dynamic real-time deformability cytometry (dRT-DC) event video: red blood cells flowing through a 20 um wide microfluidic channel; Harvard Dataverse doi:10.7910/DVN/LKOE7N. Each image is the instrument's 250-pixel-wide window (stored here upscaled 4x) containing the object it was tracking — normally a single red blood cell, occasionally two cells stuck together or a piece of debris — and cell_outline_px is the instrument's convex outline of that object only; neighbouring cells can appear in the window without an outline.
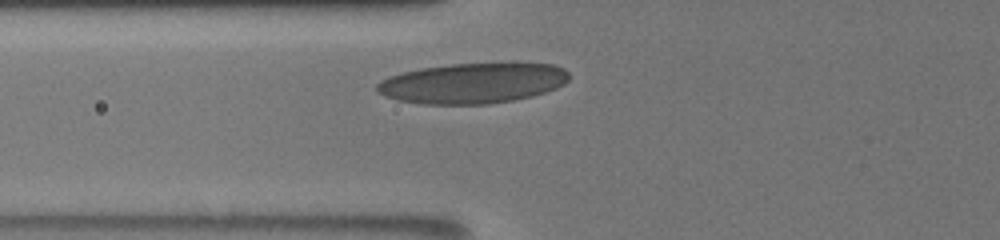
{"species": "human", "species_latin": "Homo sapiens", "temperature_condition": "room temperature", "stored_images_in_passage": 5, "camera_frame_rate_fps": 3000, "um_per_image_px": 0.085, "donor": {"sex": "male"}, "frame": {"image": 1, "passage_image": 2, "time_ms": 1.0, "image_size_px": [1000, 240], "cell_outline_px": [[568, 80], [564, 84], [556, 88], [532, 96], [512, 100], [488, 104], [424, 104], [396, 100], [384, 96], [376, 92], [376, 84], [380, 80], [388, 76], [420, 68], [448, 64], [512, 60], [552, 64], [564, 68], [568, 72]], "centroid_in_image_um": [40.21, 7.02], "position_along_channel_um": 85.6, "area_um2": 46.59}}
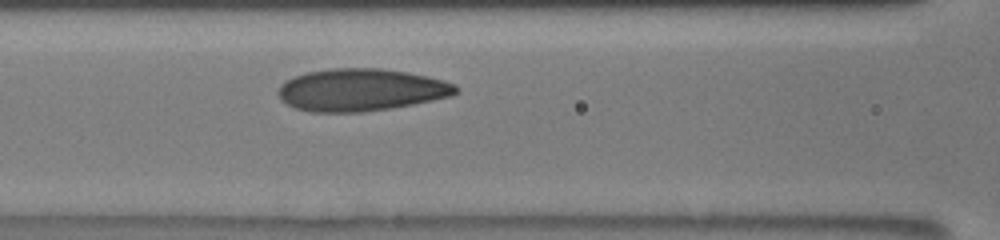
{"frame": {"image": 2, "passage_image": 5, "time_ms": 2.333, "image_size_px": [1000, 240], "cell_outline_px": [[460, 92], [452, 96], [412, 104], [388, 108], [360, 112], [312, 112], [296, 108], [280, 100], [276, 92], [280, 84], [296, 76], [308, 72], [332, 68], [384, 68], [408, 72], [444, 80], [456, 84], [460, 88]], "centroid_in_image_um": [30.71, 7.63], "position_along_channel_um": 135.9, "area_um2": 43.93}}